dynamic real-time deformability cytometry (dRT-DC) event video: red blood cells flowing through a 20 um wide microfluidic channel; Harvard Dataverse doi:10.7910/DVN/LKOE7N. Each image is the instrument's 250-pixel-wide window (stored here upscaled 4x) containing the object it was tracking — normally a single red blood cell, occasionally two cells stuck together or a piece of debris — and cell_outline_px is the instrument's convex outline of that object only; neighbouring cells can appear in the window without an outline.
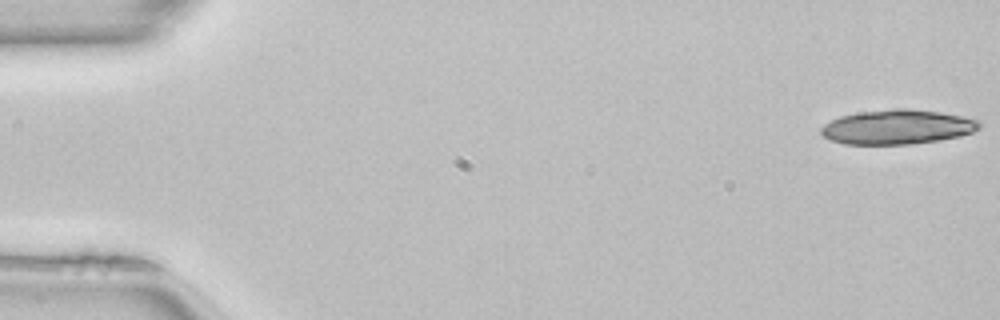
{"species": "common noctule bat (a hibernating species)", "species_latin": "Nyctalus noctula", "temperature_condition": "room temperature", "stored_images_in_passage": 17, "camera_frame_rate_fps": 3000, "um_per_image_px": 0.085, "animal": {"sex": "female", "body_mass_g": 22.7, "forearm_length_mm": 54.2}, "frame": {"image": 1, "passage_image": 1, "time_ms": 0.0, "image_size_px": [1000, 320], "cell_outline_px": [[980, 128], [972, 132], [960, 136], [940, 140], [912, 144], [844, 144], [832, 140], [824, 136], [820, 132], [820, 128], [824, 124], [840, 116], [860, 112], [892, 108], [908, 108], [940, 112], [980, 120]], "centroid_in_image_um": [76.28, 10.79], "position_along_channel_um": 8.7, "area_um2": 31.85}}